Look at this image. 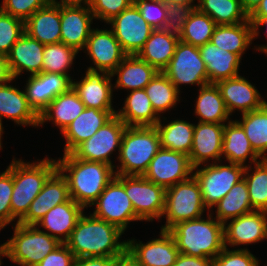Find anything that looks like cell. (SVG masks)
<instances>
[{
	"label": "cell",
	"mask_w": 267,
	"mask_h": 266,
	"mask_svg": "<svg viewBox=\"0 0 267 266\" xmlns=\"http://www.w3.org/2000/svg\"><path fill=\"white\" fill-rule=\"evenodd\" d=\"M205 209L207 208L202 200L200 185L192 175L189 179L166 188L162 215H166V223L161 230L168 231L179 222L198 219Z\"/></svg>",
	"instance_id": "7"
},
{
	"label": "cell",
	"mask_w": 267,
	"mask_h": 266,
	"mask_svg": "<svg viewBox=\"0 0 267 266\" xmlns=\"http://www.w3.org/2000/svg\"><path fill=\"white\" fill-rule=\"evenodd\" d=\"M253 39V25L248 20L232 25H216L210 42L242 59V54L252 44Z\"/></svg>",
	"instance_id": "34"
},
{
	"label": "cell",
	"mask_w": 267,
	"mask_h": 266,
	"mask_svg": "<svg viewBox=\"0 0 267 266\" xmlns=\"http://www.w3.org/2000/svg\"><path fill=\"white\" fill-rule=\"evenodd\" d=\"M2 117L18 125L39 126V115L29 105L25 90L21 91L10 84L0 86V130L3 132Z\"/></svg>",
	"instance_id": "26"
},
{
	"label": "cell",
	"mask_w": 267,
	"mask_h": 266,
	"mask_svg": "<svg viewBox=\"0 0 267 266\" xmlns=\"http://www.w3.org/2000/svg\"><path fill=\"white\" fill-rule=\"evenodd\" d=\"M124 103V107L116 115L126 126H155L161 119L144 89L131 91Z\"/></svg>",
	"instance_id": "33"
},
{
	"label": "cell",
	"mask_w": 267,
	"mask_h": 266,
	"mask_svg": "<svg viewBox=\"0 0 267 266\" xmlns=\"http://www.w3.org/2000/svg\"><path fill=\"white\" fill-rule=\"evenodd\" d=\"M107 24L127 55H137L154 30L134 3Z\"/></svg>",
	"instance_id": "14"
},
{
	"label": "cell",
	"mask_w": 267,
	"mask_h": 266,
	"mask_svg": "<svg viewBox=\"0 0 267 266\" xmlns=\"http://www.w3.org/2000/svg\"><path fill=\"white\" fill-rule=\"evenodd\" d=\"M159 71L139 58L137 55H127L111 73L117 76L115 89L131 91L144 89Z\"/></svg>",
	"instance_id": "31"
},
{
	"label": "cell",
	"mask_w": 267,
	"mask_h": 266,
	"mask_svg": "<svg viewBox=\"0 0 267 266\" xmlns=\"http://www.w3.org/2000/svg\"><path fill=\"white\" fill-rule=\"evenodd\" d=\"M198 169V170H196ZM245 167L229 163L221 165L217 162L204 165L201 169L194 167L193 176L200 185L202 200L205 207L209 209L215 205L230 191V189L243 179Z\"/></svg>",
	"instance_id": "9"
},
{
	"label": "cell",
	"mask_w": 267,
	"mask_h": 266,
	"mask_svg": "<svg viewBox=\"0 0 267 266\" xmlns=\"http://www.w3.org/2000/svg\"><path fill=\"white\" fill-rule=\"evenodd\" d=\"M244 130L254 151L267 159V102L257 110L242 114V120H235Z\"/></svg>",
	"instance_id": "40"
},
{
	"label": "cell",
	"mask_w": 267,
	"mask_h": 266,
	"mask_svg": "<svg viewBox=\"0 0 267 266\" xmlns=\"http://www.w3.org/2000/svg\"><path fill=\"white\" fill-rule=\"evenodd\" d=\"M14 78L11 74L7 56L0 54V86L10 83Z\"/></svg>",
	"instance_id": "55"
},
{
	"label": "cell",
	"mask_w": 267,
	"mask_h": 266,
	"mask_svg": "<svg viewBox=\"0 0 267 266\" xmlns=\"http://www.w3.org/2000/svg\"><path fill=\"white\" fill-rule=\"evenodd\" d=\"M179 41L178 38L155 29L137 56L162 72L169 65Z\"/></svg>",
	"instance_id": "35"
},
{
	"label": "cell",
	"mask_w": 267,
	"mask_h": 266,
	"mask_svg": "<svg viewBox=\"0 0 267 266\" xmlns=\"http://www.w3.org/2000/svg\"><path fill=\"white\" fill-rule=\"evenodd\" d=\"M95 19L89 5H60V42L84 50Z\"/></svg>",
	"instance_id": "17"
},
{
	"label": "cell",
	"mask_w": 267,
	"mask_h": 266,
	"mask_svg": "<svg viewBox=\"0 0 267 266\" xmlns=\"http://www.w3.org/2000/svg\"><path fill=\"white\" fill-rule=\"evenodd\" d=\"M198 48L206 65L209 83L239 76L241 58L237 54L220 49L211 42Z\"/></svg>",
	"instance_id": "29"
},
{
	"label": "cell",
	"mask_w": 267,
	"mask_h": 266,
	"mask_svg": "<svg viewBox=\"0 0 267 266\" xmlns=\"http://www.w3.org/2000/svg\"><path fill=\"white\" fill-rule=\"evenodd\" d=\"M173 266H213V259L189 256L180 253Z\"/></svg>",
	"instance_id": "53"
},
{
	"label": "cell",
	"mask_w": 267,
	"mask_h": 266,
	"mask_svg": "<svg viewBox=\"0 0 267 266\" xmlns=\"http://www.w3.org/2000/svg\"><path fill=\"white\" fill-rule=\"evenodd\" d=\"M50 2L57 4V5H89L90 0H50Z\"/></svg>",
	"instance_id": "60"
},
{
	"label": "cell",
	"mask_w": 267,
	"mask_h": 266,
	"mask_svg": "<svg viewBox=\"0 0 267 266\" xmlns=\"http://www.w3.org/2000/svg\"><path fill=\"white\" fill-rule=\"evenodd\" d=\"M92 205L96 207L93 216L117 226L123 232L131 221H141L124 186L115 177Z\"/></svg>",
	"instance_id": "12"
},
{
	"label": "cell",
	"mask_w": 267,
	"mask_h": 266,
	"mask_svg": "<svg viewBox=\"0 0 267 266\" xmlns=\"http://www.w3.org/2000/svg\"><path fill=\"white\" fill-rule=\"evenodd\" d=\"M113 76L105 71L87 69L79 82H73L72 88L86 108L98 110H114L112 107Z\"/></svg>",
	"instance_id": "19"
},
{
	"label": "cell",
	"mask_w": 267,
	"mask_h": 266,
	"mask_svg": "<svg viewBox=\"0 0 267 266\" xmlns=\"http://www.w3.org/2000/svg\"><path fill=\"white\" fill-rule=\"evenodd\" d=\"M76 257L66 244L61 243L50 252L37 266H74Z\"/></svg>",
	"instance_id": "52"
},
{
	"label": "cell",
	"mask_w": 267,
	"mask_h": 266,
	"mask_svg": "<svg viewBox=\"0 0 267 266\" xmlns=\"http://www.w3.org/2000/svg\"><path fill=\"white\" fill-rule=\"evenodd\" d=\"M254 172L250 166H246L243 178L246 181L249 199L254 210L267 212V159H261L254 163Z\"/></svg>",
	"instance_id": "42"
},
{
	"label": "cell",
	"mask_w": 267,
	"mask_h": 266,
	"mask_svg": "<svg viewBox=\"0 0 267 266\" xmlns=\"http://www.w3.org/2000/svg\"><path fill=\"white\" fill-rule=\"evenodd\" d=\"M56 162L57 169L68 183L71 199L83 208L92 206L116 175L113 166L80 160L72 153L64 154Z\"/></svg>",
	"instance_id": "2"
},
{
	"label": "cell",
	"mask_w": 267,
	"mask_h": 266,
	"mask_svg": "<svg viewBox=\"0 0 267 266\" xmlns=\"http://www.w3.org/2000/svg\"><path fill=\"white\" fill-rule=\"evenodd\" d=\"M262 0H241L242 7L248 16L257 8Z\"/></svg>",
	"instance_id": "59"
},
{
	"label": "cell",
	"mask_w": 267,
	"mask_h": 266,
	"mask_svg": "<svg viewBox=\"0 0 267 266\" xmlns=\"http://www.w3.org/2000/svg\"><path fill=\"white\" fill-rule=\"evenodd\" d=\"M123 233L117 226L83 213L65 244L76 258L118 257L127 251V241H119Z\"/></svg>",
	"instance_id": "1"
},
{
	"label": "cell",
	"mask_w": 267,
	"mask_h": 266,
	"mask_svg": "<svg viewBox=\"0 0 267 266\" xmlns=\"http://www.w3.org/2000/svg\"><path fill=\"white\" fill-rule=\"evenodd\" d=\"M50 0H3L0 9L24 22L38 9L45 7Z\"/></svg>",
	"instance_id": "51"
},
{
	"label": "cell",
	"mask_w": 267,
	"mask_h": 266,
	"mask_svg": "<svg viewBox=\"0 0 267 266\" xmlns=\"http://www.w3.org/2000/svg\"><path fill=\"white\" fill-rule=\"evenodd\" d=\"M124 186L136 216L141 220L160 219L165 209L166 189L147 180L144 176L115 175Z\"/></svg>",
	"instance_id": "8"
},
{
	"label": "cell",
	"mask_w": 267,
	"mask_h": 266,
	"mask_svg": "<svg viewBox=\"0 0 267 266\" xmlns=\"http://www.w3.org/2000/svg\"><path fill=\"white\" fill-rule=\"evenodd\" d=\"M224 225V243L238 246L257 243L267 239V212L254 210ZM227 225V226H226Z\"/></svg>",
	"instance_id": "20"
},
{
	"label": "cell",
	"mask_w": 267,
	"mask_h": 266,
	"mask_svg": "<svg viewBox=\"0 0 267 266\" xmlns=\"http://www.w3.org/2000/svg\"><path fill=\"white\" fill-rule=\"evenodd\" d=\"M44 46L38 40L25 32L12 46L7 55L9 68L13 78H17L23 71L30 75L42 72Z\"/></svg>",
	"instance_id": "25"
},
{
	"label": "cell",
	"mask_w": 267,
	"mask_h": 266,
	"mask_svg": "<svg viewBox=\"0 0 267 266\" xmlns=\"http://www.w3.org/2000/svg\"><path fill=\"white\" fill-rule=\"evenodd\" d=\"M79 52L62 42L44 46L42 72L69 75L68 69Z\"/></svg>",
	"instance_id": "44"
},
{
	"label": "cell",
	"mask_w": 267,
	"mask_h": 266,
	"mask_svg": "<svg viewBox=\"0 0 267 266\" xmlns=\"http://www.w3.org/2000/svg\"><path fill=\"white\" fill-rule=\"evenodd\" d=\"M180 92L182 84H209L206 65L199 48L179 41L169 65L162 71Z\"/></svg>",
	"instance_id": "10"
},
{
	"label": "cell",
	"mask_w": 267,
	"mask_h": 266,
	"mask_svg": "<svg viewBox=\"0 0 267 266\" xmlns=\"http://www.w3.org/2000/svg\"><path fill=\"white\" fill-rule=\"evenodd\" d=\"M0 174V228L12 222L11 196L13 192V161Z\"/></svg>",
	"instance_id": "47"
},
{
	"label": "cell",
	"mask_w": 267,
	"mask_h": 266,
	"mask_svg": "<svg viewBox=\"0 0 267 266\" xmlns=\"http://www.w3.org/2000/svg\"><path fill=\"white\" fill-rule=\"evenodd\" d=\"M83 211L84 208L81 205L70 199L53 207L36 226L44 227L48 232L50 231L48 233L50 236L65 244Z\"/></svg>",
	"instance_id": "28"
},
{
	"label": "cell",
	"mask_w": 267,
	"mask_h": 266,
	"mask_svg": "<svg viewBox=\"0 0 267 266\" xmlns=\"http://www.w3.org/2000/svg\"><path fill=\"white\" fill-rule=\"evenodd\" d=\"M160 148L155 126H127L118 154L120 166L114 170L115 174L143 176Z\"/></svg>",
	"instance_id": "5"
},
{
	"label": "cell",
	"mask_w": 267,
	"mask_h": 266,
	"mask_svg": "<svg viewBox=\"0 0 267 266\" xmlns=\"http://www.w3.org/2000/svg\"><path fill=\"white\" fill-rule=\"evenodd\" d=\"M250 23L253 25V31H254V39L256 38V36L259 35V27L260 26H266L267 27V17H265L264 19H249ZM267 29V28H266ZM267 34V31H266ZM257 51H261L264 52L265 54H267V45L264 46H259L258 48H256Z\"/></svg>",
	"instance_id": "57"
},
{
	"label": "cell",
	"mask_w": 267,
	"mask_h": 266,
	"mask_svg": "<svg viewBox=\"0 0 267 266\" xmlns=\"http://www.w3.org/2000/svg\"><path fill=\"white\" fill-rule=\"evenodd\" d=\"M265 17H267V0H262L249 15V19H264Z\"/></svg>",
	"instance_id": "58"
},
{
	"label": "cell",
	"mask_w": 267,
	"mask_h": 266,
	"mask_svg": "<svg viewBox=\"0 0 267 266\" xmlns=\"http://www.w3.org/2000/svg\"><path fill=\"white\" fill-rule=\"evenodd\" d=\"M195 114L199 116V122L203 123L224 124L229 120L230 114L215 83L200 87Z\"/></svg>",
	"instance_id": "36"
},
{
	"label": "cell",
	"mask_w": 267,
	"mask_h": 266,
	"mask_svg": "<svg viewBox=\"0 0 267 266\" xmlns=\"http://www.w3.org/2000/svg\"><path fill=\"white\" fill-rule=\"evenodd\" d=\"M0 230H1V228H0ZM1 256L2 257L4 256V244H1V246H0V266L2 264V262H1Z\"/></svg>",
	"instance_id": "62"
},
{
	"label": "cell",
	"mask_w": 267,
	"mask_h": 266,
	"mask_svg": "<svg viewBox=\"0 0 267 266\" xmlns=\"http://www.w3.org/2000/svg\"><path fill=\"white\" fill-rule=\"evenodd\" d=\"M215 84L219 88L230 115L236 109L245 114L260 109L266 103L255 86L240 75L220 80Z\"/></svg>",
	"instance_id": "22"
},
{
	"label": "cell",
	"mask_w": 267,
	"mask_h": 266,
	"mask_svg": "<svg viewBox=\"0 0 267 266\" xmlns=\"http://www.w3.org/2000/svg\"><path fill=\"white\" fill-rule=\"evenodd\" d=\"M215 206L217 209L214 218L223 224L230 219L254 211L244 178L235 184Z\"/></svg>",
	"instance_id": "38"
},
{
	"label": "cell",
	"mask_w": 267,
	"mask_h": 266,
	"mask_svg": "<svg viewBox=\"0 0 267 266\" xmlns=\"http://www.w3.org/2000/svg\"><path fill=\"white\" fill-rule=\"evenodd\" d=\"M77 93L71 87L67 92L58 95L39 115V126L52 121L60 128L61 133L85 109Z\"/></svg>",
	"instance_id": "30"
},
{
	"label": "cell",
	"mask_w": 267,
	"mask_h": 266,
	"mask_svg": "<svg viewBox=\"0 0 267 266\" xmlns=\"http://www.w3.org/2000/svg\"><path fill=\"white\" fill-rule=\"evenodd\" d=\"M25 86L29 105L40 115L51 101L72 87V79L70 75L41 72L30 75Z\"/></svg>",
	"instance_id": "16"
},
{
	"label": "cell",
	"mask_w": 267,
	"mask_h": 266,
	"mask_svg": "<svg viewBox=\"0 0 267 266\" xmlns=\"http://www.w3.org/2000/svg\"><path fill=\"white\" fill-rule=\"evenodd\" d=\"M84 49L95 66L88 69L105 71L108 74H111L127 56L111 29L92 28Z\"/></svg>",
	"instance_id": "15"
},
{
	"label": "cell",
	"mask_w": 267,
	"mask_h": 266,
	"mask_svg": "<svg viewBox=\"0 0 267 266\" xmlns=\"http://www.w3.org/2000/svg\"><path fill=\"white\" fill-rule=\"evenodd\" d=\"M3 132L0 130V139H2Z\"/></svg>",
	"instance_id": "63"
},
{
	"label": "cell",
	"mask_w": 267,
	"mask_h": 266,
	"mask_svg": "<svg viewBox=\"0 0 267 266\" xmlns=\"http://www.w3.org/2000/svg\"><path fill=\"white\" fill-rule=\"evenodd\" d=\"M133 3L134 0H90L89 7L95 19L108 23Z\"/></svg>",
	"instance_id": "48"
},
{
	"label": "cell",
	"mask_w": 267,
	"mask_h": 266,
	"mask_svg": "<svg viewBox=\"0 0 267 266\" xmlns=\"http://www.w3.org/2000/svg\"><path fill=\"white\" fill-rule=\"evenodd\" d=\"M193 172L188 155L160 148L143 176L166 189L189 179Z\"/></svg>",
	"instance_id": "13"
},
{
	"label": "cell",
	"mask_w": 267,
	"mask_h": 266,
	"mask_svg": "<svg viewBox=\"0 0 267 266\" xmlns=\"http://www.w3.org/2000/svg\"><path fill=\"white\" fill-rule=\"evenodd\" d=\"M216 25L209 15L194 9L186 20L180 41L200 47L210 42Z\"/></svg>",
	"instance_id": "43"
},
{
	"label": "cell",
	"mask_w": 267,
	"mask_h": 266,
	"mask_svg": "<svg viewBox=\"0 0 267 266\" xmlns=\"http://www.w3.org/2000/svg\"><path fill=\"white\" fill-rule=\"evenodd\" d=\"M222 155L228 163L246 167L245 161L250 158L251 163H257L261 158L251 146L243 128L236 122L229 120L224 124ZM252 161V162H251Z\"/></svg>",
	"instance_id": "32"
},
{
	"label": "cell",
	"mask_w": 267,
	"mask_h": 266,
	"mask_svg": "<svg viewBox=\"0 0 267 266\" xmlns=\"http://www.w3.org/2000/svg\"><path fill=\"white\" fill-rule=\"evenodd\" d=\"M126 124L115 115L91 138L79 144L71 153L80 160L102 162L113 166L110 155L120 146Z\"/></svg>",
	"instance_id": "11"
},
{
	"label": "cell",
	"mask_w": 267,
	"mask_h": 266,
	"mask_svg": "<svg viewBox=\"0 0 267 266\" xmlns=\"http://www.w3.org/2000/svg\"><path fill=\"white\" fill-rule=\"evenodd\" d=\"M207 217L182 221L168 230L179 253L214 259L225 248L223 223L211 214Z\"/></svg>",
	"instance_id": "3"
},
{
	"label": "cell",
	"mask_w": 267,
	"mask_h": 266,
	"mask_svg": "<svg viewBox=\"0 0 267 266\" xmlns=\"http://www.w3.org/2000/svg\"><path fill=\"white\" fill-rule=\"evenodd\" d=\"M24 31L43 45L60 42V5L49 2L34 12L25 22Z\"/></svg>",
	"instance_id": "27"
},
{
	"label": "cell",
	"mask_w": 267,
	"mask_h": 266,
	"mask_svg": "<svg viewBox=\"0 0 267 266\" xmlns=\"http://www.w3.org/2000/svg\"><path fill=\"white\" fill-rule=\"evenodd\" d=\"M70 199L68 183L57 169L48 178L40 193L30 204L27 214L18 223L36 225L53 207Z\"/></svg>",
	"instance_id": "21"
},
{
	"label": "cell",
	"mask_w": 267,
	"mask_h": 266,
	"mask_svg": "<svg viewBox=\"0 0 267 266\" xmlns=\"http://www.w3.org/2000/svg\"><path fill=\"white\" fill-rule=\"evenodd\" d=\"M154 111L159 115L174 108L179 100V91L169 78L158 72L144 88Z\"/></svg>",
	"instance_id": "41"
},
{
	"label": "cell",
	"mask_w": 267,
	"mask_h": 266,
	"mask_svg": "<svg viewBox=\"0 0 267 266\" xmlns=\"http://www.w3.org/2000/svg\"><path fill=\"white\" fill-rule=\"evenodd\" d=\"M197 9L209 15L217 25H232L249 20L241 0H198Z\"/></svg>",
	"instance_id": "39"
},
{
	"label": "cell",
	"mask_w": 267,
	"mask_h": 266,
	"mask_svg": "<svg viewBox=\"0 0 267 266\" xmlns=\"http://www.w3.org/2000/svg\"><path fill=\"white\" fill-rule=\"evenodd\" d=\"M160 1H162L165 5L180 4V5L191 6L194 9H197V7H198V4L197 5L192 4L194 2V0H160Z\"/></svg>",
	"instance_id": "61"
},
{
	"label": "cell",
	"mask_w": 267,
	"mask_h": 266,
	"mask_svg": "<svg viewBox=\"0 0 267 266\" xmlns=\"http://www.w3.org/2000/svg\"><path fill=\"white\" fill-rule=\"evenodd\" d=\"M142 17L155 30L162 27L166 20L167 5L160 0H134Z\"/></svg>",
	"instance_id": "50"
},
{
	"label": "cell",
	"mask_w": 267,
	"mask_h": 266,
	"mask_svg": "<svg viewBox=\"0 0 267 266\" xmlns=\"http://www.w3.org/2000/svg\"><path fill=\"white\" fill-rule=\"evenodd\" d=\"M24 32L23 20L0 9V54L7 56Z\"/></svg>",
	"instance_id": "45"
},
{
	"label": "cell",
	"mask_w": 267,
	"mask_h": 266,
	"mask_svg": "<svg viewBox=\"0 0 267 266\" xmlns=\"http://www.w3.org/2000/svg\"><path fill=\"white\" fill-rule=\"evenodd\" d=\"M114 266H142L131 254L127 251L118 256L115 260Z\"/></svg>",
	"instance_id": "56"
},
{
	"label": "cell",
	"mask_w": 267,
	"mask_h": 266,
	"mask_svg": "<svg viewBox=\"0 0 267 266\" xmlns=\"http://www.w3.org/2000/svg\"><path fill=\"white\" fill-rule=\"evenodd\" d=\"M127 252L142 266H173L180 254L173 236L163 230L160 231V238L146 244L128 240Z\"/></svg>",
	"instance_id": "18"
},
{
	"label": "cell",
	"mask_w": 267,
	"mask_h": 266,
	"mask_svg": "<svg viewBox=\"0 0 267 266\" xmlns=\"http://www.w3.org/2000/svg\"><path fill=\"white\" fill-rule=\"evenodd\" d=\"M224 124L198 122L194 127L193 144L189 154L192 167H200L208 160L222 161Z\"/></svg>",
	"instance_id": "23"
},
{
	"label": "cell",
	"mask_w": 267,
	"mask_h": 266,
	"mask_svg": "<svg viewBox=\"0 0 267 266\" xmlns=\"http://www.w3.org/2000/svg\"><path fill=\"white\" fill-rule=\"evenodd\" d=\"M116 112L115 110L85 108L62 132L66 140L64 154L71 153L79 144L91 138L116 115Z\"/></svg>",
	"instance_id": "24"
},
{
	"label": "cell",
	"mask_w": 267,
	"mask_h": 266,
	"mask_svg": "<svg viewBox=\"0 0 267 266\" xmlns=\"http://www.w3.org/2000/svg\"><path fill=\"white\" fill-rule=\"evenodd\" d=\"M213 266H259V260L247 248L230 251L225 247L213 259Z\"/></svg>",
	"instance_id": "49"
},
{
	"label": "cell",
	"mask_w": 267,
	"mask_h": 266,
	"mask_svg": "<svg viewBox=\"0 0 267 266\" xmlns=\"http://www.w3.org/2000/svg\"><path fill=\"white\" fill-rule=\"evenodd\" d=\"M56 170L57 162L52 158L33 163L13 159L12 221L18 219V223L27 214L30 204Z\"/></svg>",
	"instance_id": "4"
},
{
	"label": "cell",
	"mask_w": 267,
	"mask_h": 266,
	"mask_svg": "<svg viewBox=\"0 0 267 266\" xmlns=\"http://www.w3.org/2000/svg\"><path fill=\"white\" fill-rule=\"evenodd\" d=\"M193 10V7L187 5L168 4L166 20L160 30L180 40L186 20Z\"/></svg>",
	"instance_id": "46"
},
{
	"label": "cell",
	"mask_w": 267,
	"mask_h": 266,
	"mask_svg": "<svg viewBox=\"0 0 267 266\" xmlns=\"http://www.w3.org/2000/svg\"><path fill=\"white\" fill-rule=\"evenodd\" d=\"M13 228V237L3 243L4 256L20 266H37L61 244L48 232L39 230L36 225L16 222Z\"/></svg>",
	"instance_id": "6"
},
{
	"label": "cell",
	"mask_w": 267,
	"mask_h": 266,
	"mask_svg": "<svg viewBox=\"0 0 267 266\" xmlns=\"http://www.w3.org/2000/svg\"><path fill=\"white\" fill-rule=\"evenodd\" d=\"M195 125L184 120H174L162 125L161 119L155 125L160 138V147L189 156Z\"/></svg>",
	"instance_id": "37"
},
{
	"label": "cell",
	"mask_w": 267,
	"mask_h": 266,
	"mask_svg": "<svg viewBox=\"0 0 267 266\" xmlns=\"http://www.w3.org/2000/svg\"><path fill=\"white\" fill-rule=\"evenodd\" d=\"M117 257H80L74 266H114Z\"/></svg>",
	"instance_id": "54"
}]
</instances>
